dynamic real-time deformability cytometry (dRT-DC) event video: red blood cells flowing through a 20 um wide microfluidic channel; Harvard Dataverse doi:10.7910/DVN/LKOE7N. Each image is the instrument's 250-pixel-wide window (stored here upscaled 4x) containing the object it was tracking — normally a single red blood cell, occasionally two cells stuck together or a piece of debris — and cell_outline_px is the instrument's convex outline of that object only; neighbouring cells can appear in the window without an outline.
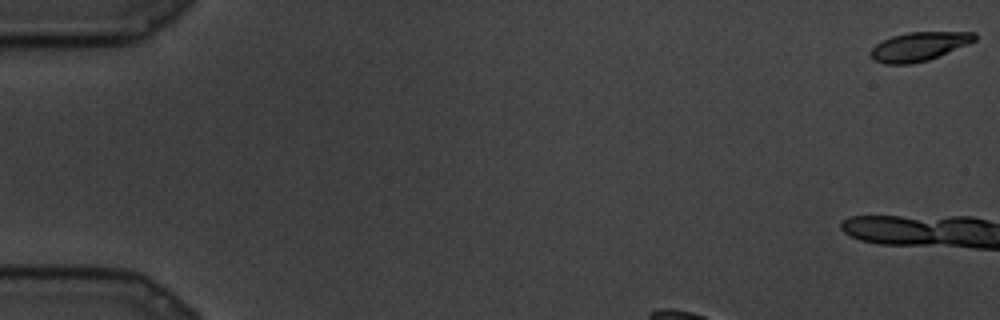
{"species": "common noctule bat (a hibernating species)", "species_latin": "Nyctalus noctula", "temperature_condition": "cold", "stored_images_in_passage": 79, "camera_frame_rate_fps": 3000, "um_per_image_px": 0.085, "animal": {"sex": "male", "body_mass_g": 19.5, "forearm_length_mm": 54.6}, "frame": {"image": 1, "passage_image": 1, "time_ms": 0.0, "image_size_px": [1000, 320], "cell_outline_px": [[976, 40], [968, 44], [928, 60], [912, 64], [884, 64], [876, 60], [872, 56], [872, 48], [876, 44], [892, 36], [908, 32], [976, 32]], "centroid_in_image_um": [78.14, 3.94], "position_along_channel_um": 6.9, "area_um2": 17.22}}
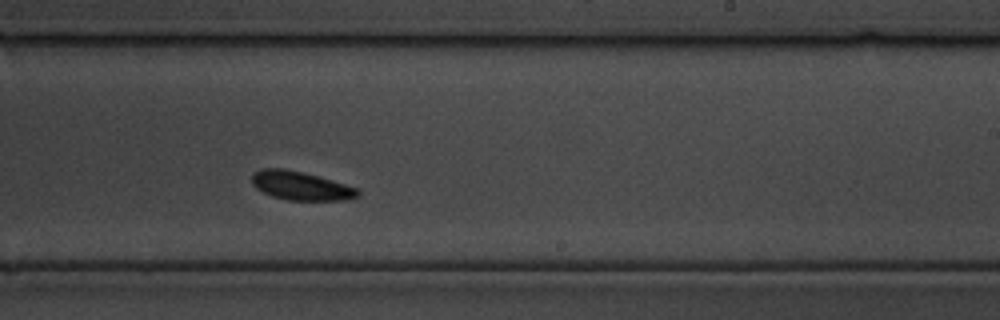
{"frame": {"image": 2, "passage_image": 44, "time_ms": 14.333, "image_size_px": [1000, 320], "cell_outline_px": [[360, 196], [344, 200], [288, 200], [272, 196], [256, 188], [252, 184], [252, 176], [256, 172], [264, 168], [284, 168], [320, 176], [360, 188]], "centroid_in_image_um": [25.63, 15.79], "position_along_channel_um": 263.4, "area_um2": 17.8}}
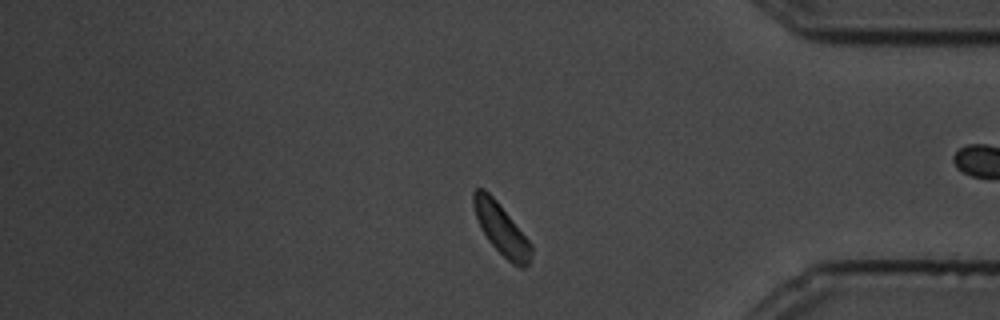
{"frame": {"image": 3, "passage_image": 64, "time_ms": 21.0, "image_size_px": [1000, 320], "cell_outline_px": [[532, 256], [528, 264], [524, 268], [520, 268], [512, 264], [488, 240], [476, 216], [472, 204], [472, 192], [476, 188], [484, 188], [496, 200], [532, 244]], "centroid_in_image_um": [42.62, 19.47], "position_along_channel_um": 392.6, "area_um2": 16.94}}